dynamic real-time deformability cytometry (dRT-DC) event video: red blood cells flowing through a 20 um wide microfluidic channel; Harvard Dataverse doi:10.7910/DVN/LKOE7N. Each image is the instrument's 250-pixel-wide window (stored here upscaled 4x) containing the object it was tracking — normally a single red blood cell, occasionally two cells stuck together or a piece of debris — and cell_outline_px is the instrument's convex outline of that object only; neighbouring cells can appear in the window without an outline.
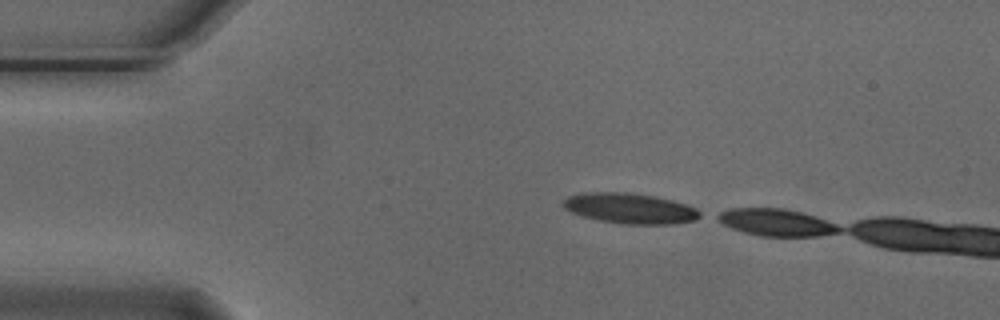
{"species": "Egyptian fruit bat (a non-hibernating species)", "species_latin": "Rousettus aegyptiacus", "temperature_condition": "cold", "stored_images_in_passage": 2, "camera_frame_rate_fps": 3000, "um_per_image_px": 0.085, "animal": {"sex": "male"}, "frame": {"image": 1, "passage_image": 1, "time_ms": 0.0, "image_size_px": [1000, 320], "cell_outline_px": [[704, 216], [696, 220], [676, 224], [620, 224], [600, 220], [584, 216], [572, 212], [564, 208], [560, 204], [560, 200], [568, 196], [580, 192], [632, 192], [656, 196], [672, 200], [696, 208], [704, 212]], "centroid_in_image_um": [53.57, 17.7], "position_along_channel_um": 31.4, "area_um2": 24.8}}